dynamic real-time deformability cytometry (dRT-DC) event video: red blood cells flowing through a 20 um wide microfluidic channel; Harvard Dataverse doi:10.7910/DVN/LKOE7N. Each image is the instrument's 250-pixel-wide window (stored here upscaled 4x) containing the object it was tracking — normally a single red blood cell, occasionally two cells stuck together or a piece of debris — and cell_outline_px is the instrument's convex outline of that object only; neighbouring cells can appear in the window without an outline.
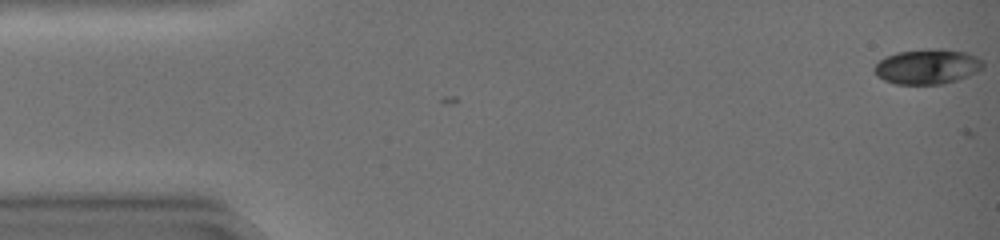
{"species": "common noctule bat (a hibernating species)", "species_latin": "Nyctalus noctula", "temperature_condition": "warm", "stored_images_in_passage": 2, "camera_frame_rate_fps": 3000, "um_per_image_px": 0.085, "animal": {"sex": "female", "body_mass_g": 19.0, "forearm_length_mm": 51.5}, "frame": {"image": 1, "passage_image": 2, "time_ms": 0.333, "image_size_px": [1000, 240], "cell_outline_px": [[984, 68], [968, 76], [944, 84], [896, 84], [884, 80], [876, 76], [872, 68], [884, 56], [896, 52], [928, 48], [940, 48], [968, 52], [984, 60]], "centroid_in_image_um": [78.83, 5.64], "position_along_channel_um": 6.2, "area_um2": 22.66}}